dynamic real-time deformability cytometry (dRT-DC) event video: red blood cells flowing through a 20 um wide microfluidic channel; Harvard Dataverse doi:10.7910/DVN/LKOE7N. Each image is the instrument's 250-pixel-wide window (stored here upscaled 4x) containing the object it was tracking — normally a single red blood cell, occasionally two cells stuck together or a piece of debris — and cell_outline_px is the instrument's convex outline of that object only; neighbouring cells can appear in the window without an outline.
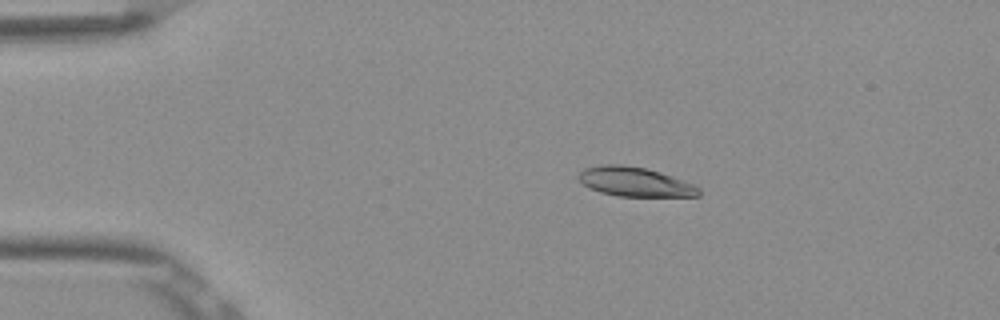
{"species": "Egyptian fruit bat (a non-hibernating species)", "species_latin": "Rousettus aegyptiacus", "temperature_condition": "room temperature", "stored_images_in_passage": 6, "camera_frame_rate_fps": 3000, "um_per_image_px": 0.085, "frame": {"image": 1, "passage_image": 3, "time_ms": 0.667, "image_size_px": [1000, 320], "cell_outline_px": [[700, 196], [616, 196], [600, 192], [588, 188], [576, 176], [584, 168], [604, 164], [620, 164], [644, 168], [660, 172], [672, 176], [692, 184], [700, 188]], "centroid_in_image_um": [53.93, 15.45], "position_along_channel_um": 31.1, "area_um2": 20.46}}
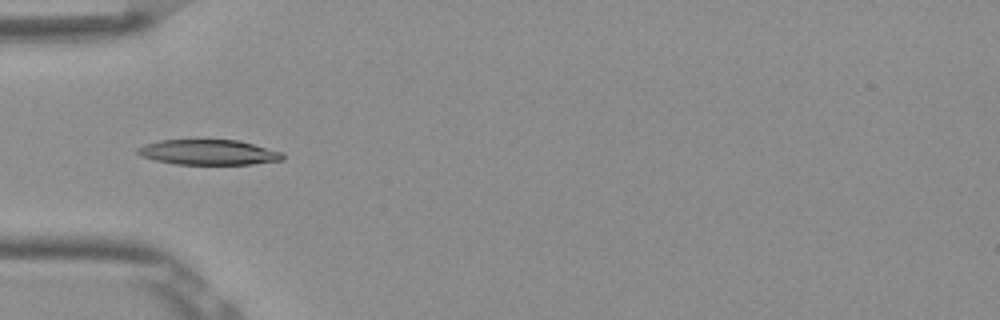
{"frame": {"image": 2, "passage_image": 5, "time_ms": 1.333, "image_size_px": [1000, 320], "cell_outline_px": [[284, 160], [252, 164], [176, 164], [156, 160], [140, 156], [136, 152], [136, 148], [144, 144], [160, 140], [240, 140], [284, 152]], "centroid_in_image_um": [17.75, 12.94], "position_along_channel_um": 67.3, "area_um2": 21.44}}
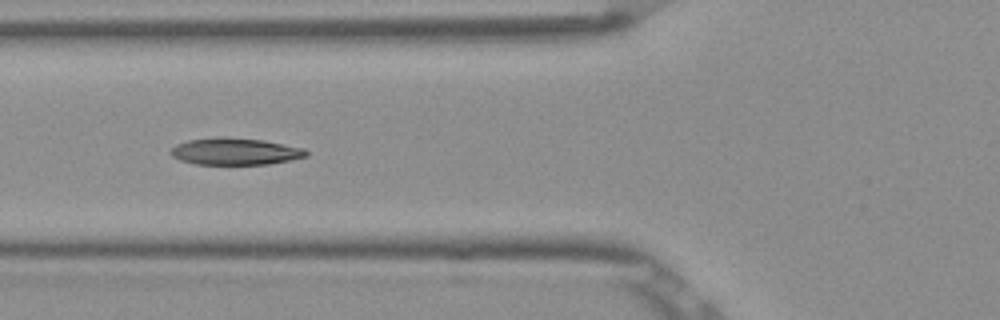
{"frame": {"image": 3, "passage_image": 6, "time_ms": 1.667, "image_size_px": [1000, 320], "cell_outline_px": [[308, 156], [268, 164], [196, 164], [180, 160], [172, 156], [168, 152], [176, 144], [188, 140], [260, 140], [304, 148], [308, 152]], "centroid_in_image_um": [19.99, 12.92], "position_along_channel_um": 105.8, "area_um2": 20.06}}